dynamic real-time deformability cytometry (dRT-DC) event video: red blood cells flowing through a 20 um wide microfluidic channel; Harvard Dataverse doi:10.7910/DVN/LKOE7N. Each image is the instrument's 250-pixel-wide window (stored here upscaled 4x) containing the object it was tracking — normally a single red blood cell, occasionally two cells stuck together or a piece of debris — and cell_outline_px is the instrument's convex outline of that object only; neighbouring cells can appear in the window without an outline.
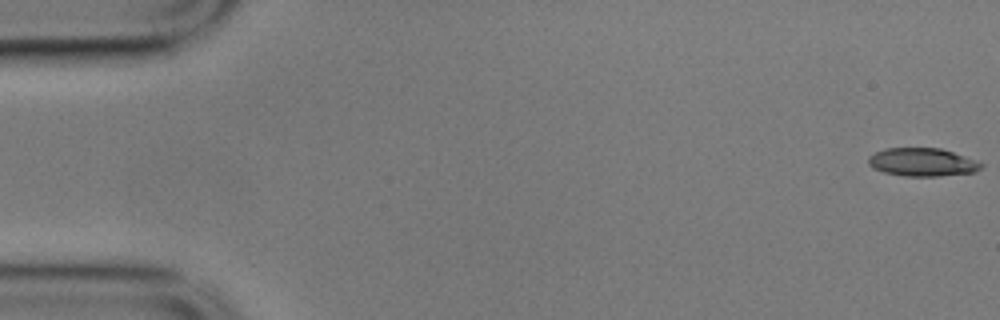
{"species": "common noctule bat (a hibernating species)", "species_latin": "Nyctalus noctula", "temperature_condition": "cold", "stored_images_in_passage": 32, "camera_frame_rate_fps": 3000, "um_per_image_px": 0.085, "animal": {"sex": "male", "body_mass_g": 17.9}, "frame": {"image": 1, "passage_image": 1, "time_ms": 0.0, "image_size_px": [1000, 320], "cell_outline_px": [[984, 164], [976, 172], [940, 176], [904, 176], [884, 172], [872, 168], [868, 164], [868, 156], [884, 148], [940, 148], [976, 160]], "centroid_in_image_um": [78.38, 13.79], "position_along_channel_um": 6.6, "area_um2": 18.55}}
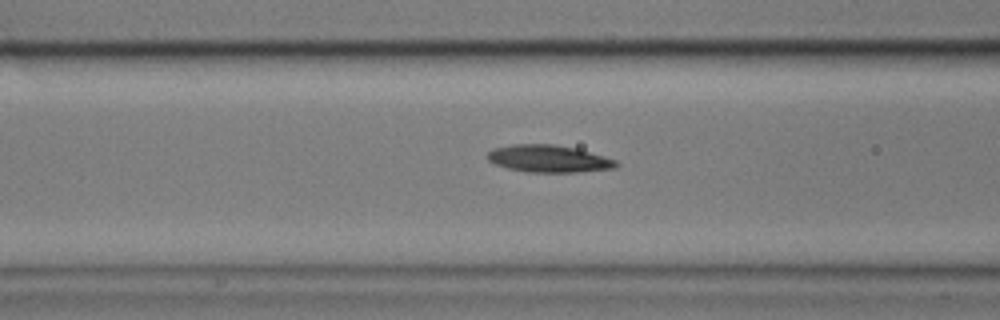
{"frame": {"image": 2, "passage_image": 23, "time_ms": 7.333, "image_size_px": [1000, 320], "cell_outline_px": [[620, 164], [616, 168], [580, 172], [528, 172], [508, 168], [496, 164], [488, 160], [488, 152], [492, 148], [512, 144], [552, 144], [576, 148], [604, 156], [616, 160]], "centroid_in_image_um": [46.66, 13.49], "position_along_channel_um": 119.9, "area_um2": 20.46}}
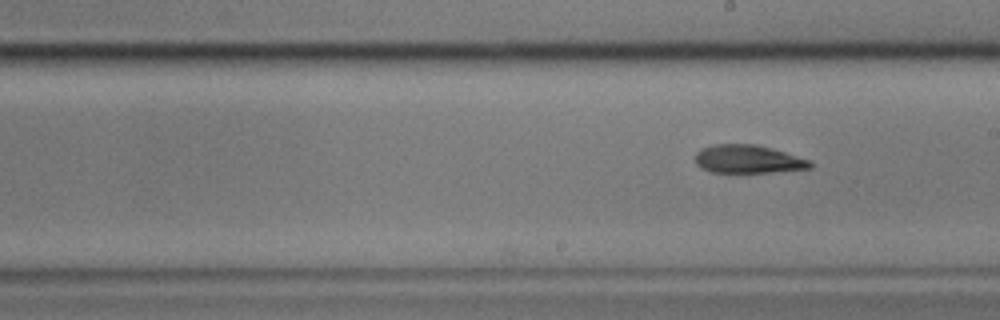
{"frame": {"image": 3, "passage_image": 32, "time_ms": 10.333, "image_size_px": [1000, 320], "cell_outline_px": [[812, 168], [772, 172], [712, 172], [700, 168], [696, 164], [696, 152], [700, 148], [712, 144], [756, 144], [772, 148], [812, 160]], "centroid_in_image_um": [63.59, 13.52], "position_along_channel_um": 225.4, "area_um2": 19.07}}